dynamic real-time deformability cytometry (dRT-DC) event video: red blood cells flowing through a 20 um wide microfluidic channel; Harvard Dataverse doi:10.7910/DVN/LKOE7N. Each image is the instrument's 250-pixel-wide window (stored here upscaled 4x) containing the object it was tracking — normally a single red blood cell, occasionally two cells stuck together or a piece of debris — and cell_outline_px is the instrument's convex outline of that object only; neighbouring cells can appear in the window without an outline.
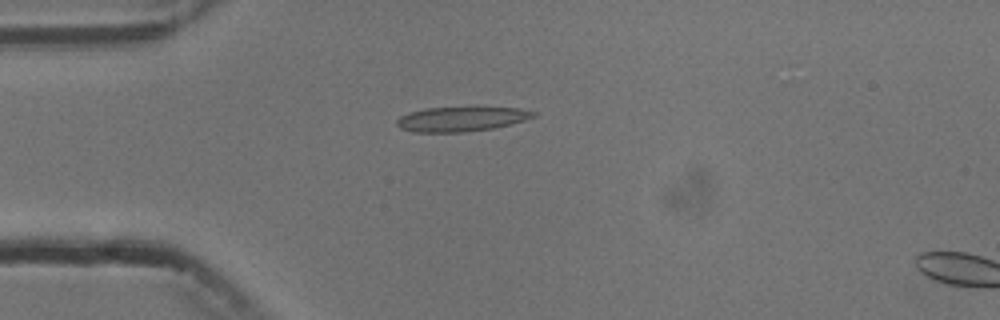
{"species": "common noctule bat (a hibernating species)", "species_latin": "Nyctalus noctula", "temperature_condition": "cold", "stored_images_in_passage": 5, "camera_frame_rate_fps": 3000, "um_per_image_px": 0.085, "animal": {"sex": "male", "body_mass_g": 13.3}, "frame": {"image": 1, "passage_image": 4, "time_ms": 3.667, "image_size_px": [1000, 320], "cell_outline_px": [[536, 116], [524, 120], [492, 128], [464, 132], [412, 132], [400, 128], [396, 124], [396, 120], [400, 116], [408, 112], [424, 108], [520, 108], [536, 112]], "centroid_in_image_um": [39.14, 10.12], "position_along_channel_um": 45.9, "area_um2": 19.36}}